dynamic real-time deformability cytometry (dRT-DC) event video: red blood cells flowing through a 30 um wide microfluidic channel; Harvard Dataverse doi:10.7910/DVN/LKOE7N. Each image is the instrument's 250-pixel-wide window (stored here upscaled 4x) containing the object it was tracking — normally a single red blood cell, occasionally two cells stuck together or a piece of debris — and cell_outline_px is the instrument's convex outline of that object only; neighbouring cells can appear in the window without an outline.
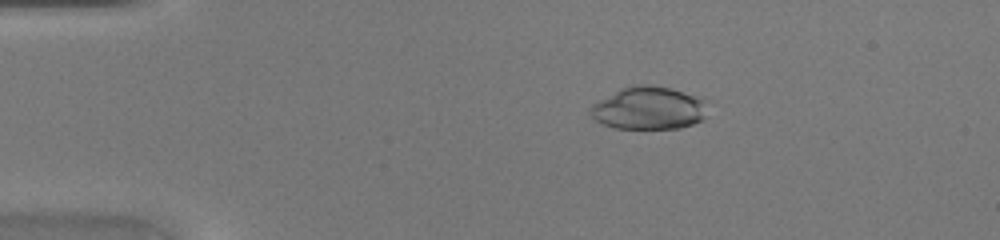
{"species": "common noctule bat (a hibernating species)", "species_latin": "Nyctalus noctula", "temperature_condition": "warm", "stored_images_in_passage": 42, "camera_frame_rate_fps": 3000, "um_per_image_px": 0.085, "animal": {"sex": "female", "body_mass_g": 20.0, "forearm_length_mm": 54.0}, "frame": {"image": 1, "passage_image": 5, "time_ms": 1.333, "image_size_px": [1000, 240], "cell_outline_px": [[704, 116], [700, 120], [692, 124], [680, 128], [612, 128], [596, 120], [592, 116], [592, 104], [620, 88], [632, 84], [648, 84], [672, 88], [704, 96]], "centroid_in_image_um": [55.16, 9.16], "position_along_channel_um": 29.8, "area_um2": 29.25}}
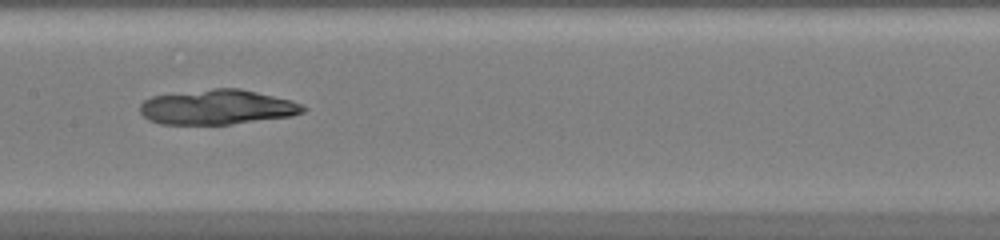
{"frame": {"image": 2, "passage_image": 20, "time_ms": 6.333, "image_size_px": [1000, 240], "cell_outline_px": [[308, 108], [304, 112], [292, 116], [228, 124], [160, 124], [148, 120], [140, 112], [140, 104], [144, 100], [152, 96], [216, 88], [240, 88], [292, 100]], "centroid_in_image_um": [18.48, 9.1], "position_along_channel_um": 188.9, "area_um2": 33.0}}
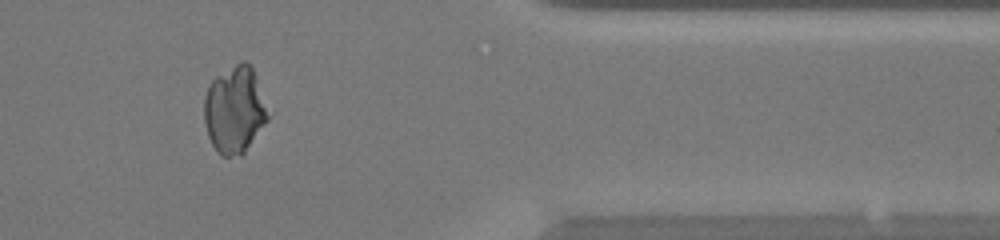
{"frame": {"image": 3, "passage_image": 35, "time_ms": 11.333, "image_size_px": [1000, 240], "cell_outline_px": [[268, 120], [244, 152], [240, 156], [220, 156], [216, 152], [208, 136], [204, 120], [204, 96], [208, 84], [216, 76], [236, 64], [244, 60], [252, 68], [268, 116]], "centroid_in_image_um": [19.88, 9.37], "position_along_channel_um": 391.5, "area_um2": 31.79}}